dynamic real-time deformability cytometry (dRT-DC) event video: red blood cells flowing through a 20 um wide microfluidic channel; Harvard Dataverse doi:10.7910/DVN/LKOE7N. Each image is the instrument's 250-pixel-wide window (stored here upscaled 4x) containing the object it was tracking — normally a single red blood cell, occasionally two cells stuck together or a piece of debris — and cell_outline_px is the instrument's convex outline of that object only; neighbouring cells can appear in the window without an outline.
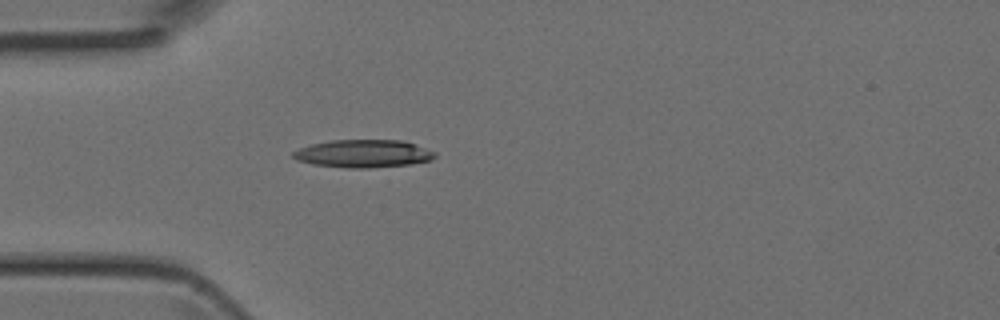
{"species": "Egyptian fruit bat (a non-hibernating species)", "species_latin": "Rousettus aegyptiacus", "temperature_condition": "room temperature", "stored_images_in_passage": 4, "camera_frame_rate_fps": 3000, "um_per_image_px": 0.085, "animal": {"sex": "female"}, "frame": {"image": 1, "passage_image": 4, "time_ms": 1.0, "image_size_px": [1000, 320], "cell_outline_px": [[436, 156], [432, 160], [412, 164], [368, 168], [348, 168], [312, 164], [296, 160], [292, 156], [292, 152], [300, 148], [312, 144], [332, 140], [400, 140], [436, 152]], "centroid_in_image_um": [30.87, 13.07], "position_along_channel_um": 54.1, "area_um2": 22.89}}